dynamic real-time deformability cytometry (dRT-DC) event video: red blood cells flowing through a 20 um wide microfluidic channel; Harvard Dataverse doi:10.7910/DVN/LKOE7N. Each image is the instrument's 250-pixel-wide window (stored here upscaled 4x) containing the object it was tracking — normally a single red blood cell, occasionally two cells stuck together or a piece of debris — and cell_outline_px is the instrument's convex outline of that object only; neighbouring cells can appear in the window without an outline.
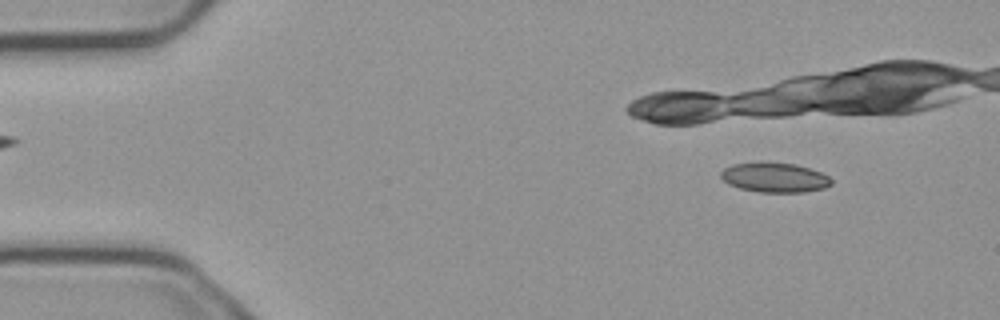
{"species": "common noctule bat (a hibernating species)", "species_latin": "Nyctalus noctula", "temperature_condition": "cold", "stored_images_in_passage": 7, "camera_frame_rate_fps": 3000, "um_per_image_px": 0.085, "animal": {"sex": "male", "body_mass_g": 23.1, "forearm_length_mm": 52.7}, "frame": {"image": 1, "passage_image": 1, "time_ms": 0.0, "image_size_px": [1000, 320], "cell_outline_px": [[832, 184], [824, 188], [804, 192], [760, 192], [740, 188], [728, 184], [720, 176], [720, 172], [724, 168], [732, 164], [796, 164], [820, 172], [828, 176], [832, 180]], "centroid_in_image_um": [65.86, 15.12], "position_along_channel_um": 19.1, "area_um2": 18.55}}